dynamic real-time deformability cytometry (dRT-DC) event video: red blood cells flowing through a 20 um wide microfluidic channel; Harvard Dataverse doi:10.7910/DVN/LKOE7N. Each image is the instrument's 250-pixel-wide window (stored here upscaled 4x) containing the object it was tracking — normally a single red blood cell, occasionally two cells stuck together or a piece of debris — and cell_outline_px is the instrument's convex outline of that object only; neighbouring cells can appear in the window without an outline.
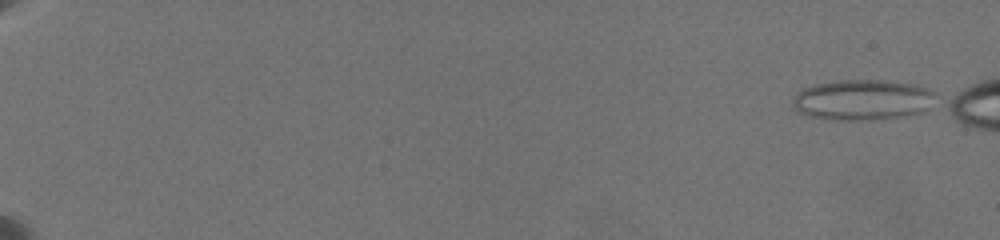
{"species": "common noctule bat (a hibernating species)", "species_latin": "Nyctalus noctula", "temperature_condition": "warm", "stored_images_in_passage": 24, "camera_frame_rate_fps": 3000, "um_per_image_px": 0.085, "animal": {"sex": "female", "body_mass_g": 19.5, "forearm_length_mm": 54.1}, "frame": {"image": 1, "passage_image": 1, "time_ms": 0.0, "image_size_px": [1000, 240], "cell_outline_px": [[932, 108], [924, 112], [872, 120], [840, 120], [808, 116], [800, 112], [792, 104], [792, 100], [804, 88], [816, 84], [840, 80], [876, 80], [916, 84], [928, 88], [932, 92]], "centroid_in_image_um": [73.33, 8.49], "position_along_channel_um": 11.7, "area_um2": 33.41}}
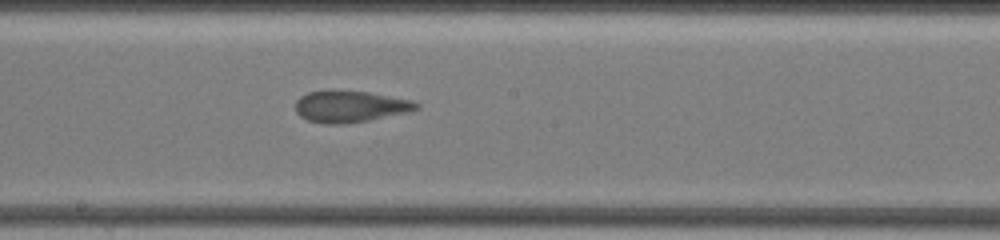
{"frame": {"image": 2, "passage_image": 13, "time_ms": 12.333, "image_size_px": [1000, 240], "cell_outline_px": [[420, 108], [412, 112], [368, 120], [344, 124], [320, 124], [308, 120], [300, 116], [296, 112], [296, 100], [300, 96], [308, 92], [368, 92], [408, 100], [420, 104]], "centroid_in_image_um": [29.77, 9.09], "position_along_channel_um": 218.4, "area_um2": 21.85}}
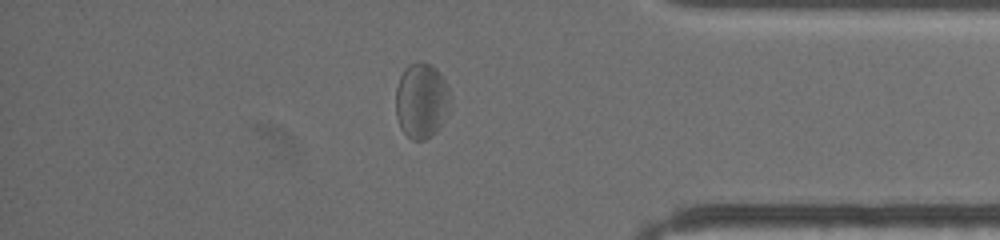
{"frame": {"image": 3, "passage_image": 21, "time_ms": 18.0, "image_size_px": [1000, 240], "cell_outline_px": [[452, 100], [436, 132], [432, 136], [424, 140], [412, 140], [400, 128], [396, 116], [396, 88], [400, 76], [404, 68], [408, 64], [428, 64], [436, 68], [444, 80]], "centroid_in_image_um": [35.8, 8.58], "position_along_channel_um": 399.4, "area_um2": 23.64}}